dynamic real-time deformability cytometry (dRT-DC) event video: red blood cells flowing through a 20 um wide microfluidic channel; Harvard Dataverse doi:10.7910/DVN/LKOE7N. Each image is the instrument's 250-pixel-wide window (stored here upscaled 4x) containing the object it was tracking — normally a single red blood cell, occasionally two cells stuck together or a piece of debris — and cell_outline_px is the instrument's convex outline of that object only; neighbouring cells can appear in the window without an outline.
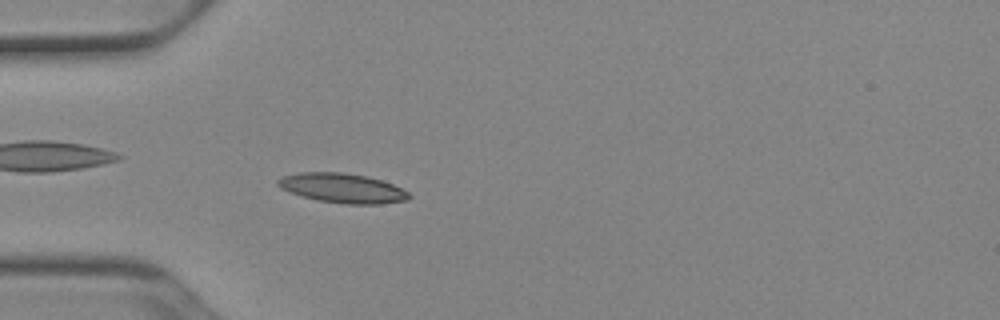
{"species": "Egyptian fruit bat (a non-hibernating species)", "species_latin": "Rousettus aegyptiacus", "temperature_condition": "cold", "stored_images_in_passage": 46, "camera_frame_rate_fps": 3000, "um_per_image_px": 0.085, "animal": {"sex": "female"}, "frame": {"image": 1, "passage_image": 10, "time_ms": 3.0, "image_size_px": [1000, 320], "cell_outline_px": [[412, 196], [408, 200], [380, 204], [344, 204], [320, 200], [304, 196], [280, 188], [276, 184], [276, 180], [284, 176], [300, 172], [344, 172], [364, 176], [380, 180], [392, 184], [408, 192]], "centroid_in_image_um": [29.12, 15.99], "position_along_channel_um": 55.9, "area_um2": 22.31}}
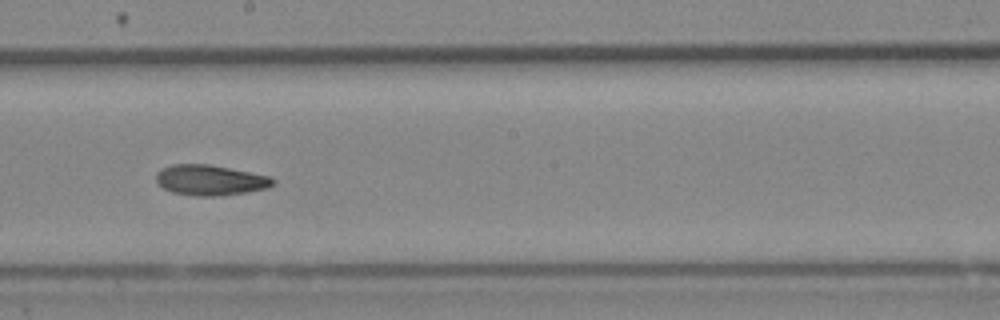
{"frame": {"image": 2, "passage_image": 24, "time_ms": 7.667, "image_size_px": [1000, 320], "cell_outline_px": [[276, 184], [268, 188], [244, 192], [216, 196], [196, 196], [172, 192], [164, 188], [156, 180], [156, 172], [172, 164], [208, 164], [272, 176], [276, 180]], "centroid_in_image_um": [17.91, 15.3], "position_along_channel_um": 230.3, "area_um2": 20.69}}
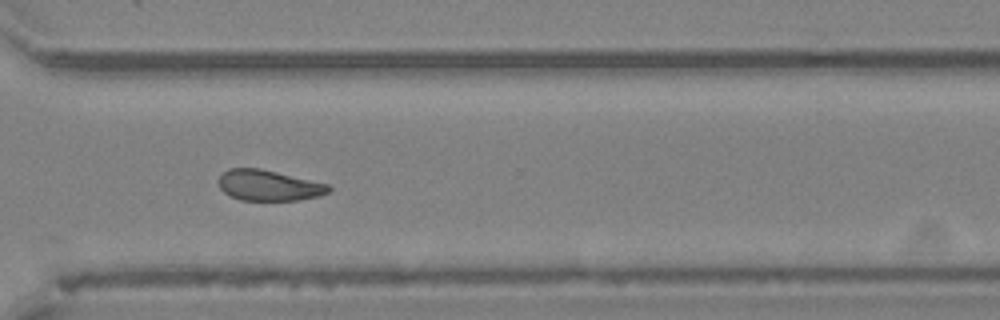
{"frame": {"image": 3, "passage_image": 33, "time_ms": 10.667, "image_size_px": [1000, 320], "cell_outline_px": [[332, 188], [328, 192], [320, 196], [296, 200], [240, 200], [228, 196], [220, 188], [216, 180], [228, 168], [260, 168], [328, 184]], "centroid_in_image_um": [22.8, 15.76], "position_along_channel_um": 347.8, "area_um2": 19.77}, "authors_computed_cell_mechanics": {"area_um2": 20.4612, "velocity_mm_per_s": 3.9086, "shape_relaxation_time_tau1_ms": null, "shape_relaxation_time_tau2_ms": 4.685, "deformation_change_tau1": null, "deformation_change_tau2": 0.1073}}